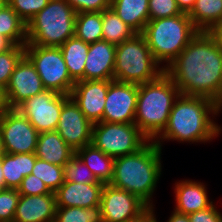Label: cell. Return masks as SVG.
I'll return each instance as SVG.
<instances>
[{"label": "cell", "mask_w": 222, "mask_h": 222, "mask_svg": "<svg viewBox=\"0 0 222 222\" xmlns=\"http://www.w3.org/2000/svg\"><path fill=\"white\" fill-rule=\"evenodd\" d=\"M148 141L135 123L102 121L92 126V144L113 158L137 152Z\"/></svg>", "instance_id": "cell-8"}, {"label": "cell", "mask_w": 222, "mask_h": 222, "mask_svg": "<svg viewBox=\"0 0 222 222\" xmlns=\"http://www.w3.org/2000/svg\"><path fill=\"white\" fill-rule=\"evenodd\" d=\"M155 216L154 207H147L141 214L127 222H157Z\"/></svg>", "instance_id": "cell-40"}, {"label": "cell", "mask_w": 222, "mask_h": 222, "mask_svg": "<svg viewBox=\"0 0 222 222\" xmlns=\"http://www.w3.org/2000/svg\"><path fill=\"white\" fill-rule=\"evenodd\" d=\"M7 109H9V107L6 97V88L0 85V114Z\"/></svg>", "instance_id": "cell-43"}, {"label": "cell", "mask_w": 222, "mask_h": 222, "mask_svg": "<svg viewBox=\"0 0 222 222\" xmlns=\"http://www.w3.org/2000/svg\"><path fill=\"white\" fill-rule=\"evenodd\" d=\"M8 5V0H0V11Z\"/></svg>", "instance_id": "cell-48"}, {"label": "cell", "mask_w": 222, "mask_h": 222, "mask_svg": "<svg viewBox=\"0 0 222 222\" xmlns=\"http://www.w3.org/2000/svg\"><path fill=\"white\" fill-rule=\"evenodd\" d=\"M75 154L86 164L95 177L104 184H109L113 178L115 158L106 155L93 144L77 150Z\"/></svg>", "instance_id": "cell-24"}, {"label": "cell", "mask_w": 222, "mask_h": 222, "mask_svg": "<svg viewBox=\"0 0 222 222\" xmlns=\"http://www.w3.org/2000/svg\"><path fill=\"white\" fill-rule=\"evenodd\" d=\"M115 52L116 45L105 40L89 44L82 80H114Z\"/></svg>", "instance_id": "cell-17"}, {"label": "cell", "mask_w": 222, "mask_h": 222, "mask_svg": "<svg viewBox=\"0 0 222 222\" xmlns=\"http://www.w3.org/2000/svg\"><path fill=\"white\" fill-rule=\"evenodd\" d=\"M162 149L148 141L139 151L116 157L110 185L136 195L154 207L153 195L162 175Z\"/></svg>", "instance_id": "cell-3"}, {"label": "cell", "mask_w": 222, "mask_h": 222, "mask_svg": "<svg viewBox=\"0 0 222 222\" xmlns=\"http://www.w3.org/2000/svg\"><path fill=\"white\" fill-rule=\"evenodd\" d=\"M181 95L206 97L222 106V49L203 31L164 69Z\"/></svg>", "instance_id": "cell-1"}, {"label": "cell", "mask_w": 222, "mask_h": 222, "mask_svg": "<svg viewBox=\"0 0 222 222\" xmlns=\"http://www.w3.org/2000/svg\"><path fill=\"white\" fill-rule=\"evenodd\" d=\"M75 36L88 44L102 40V12L76 13Z\"/></svg>", "instance_id": "cell-29"}, {"label": "cell", "mask_w": 222, "mask_h": 222, "mask_svg": "<svg viewBox=\"0 0 222 222\" xmlns=\"http://www.w3.org/2000/svg\"><path fill=\"white\" fill-rule=\"evenodd\" d=\"M25 55L34 64L46 90L70 96L75 82L68 73L59 47L25 45Z\"/></svg>", "instance_id": "cell-9"}, {"label": "cell", "mask_w": 222, "mask_h": 222, "mask_svg": "<svg viewBox=\"0 0 222 222\" xmlns=\"http://www.w3.org/2000/svg\"><path fill=\"white\" fill-rule=\"evenodd\" d=\"M25 55V45H13L10 49L0 53V85L6 88L11 74L20 59Z\"/></svg>", "instance_id": "cell-33"}, {"label": "cell", "mask_w": 222, "mask_h": 222, "mask_svg": "<svg viewBox=\"0 0 222 222\" xmlns=\"http://www.w3.org/2000/svg\"><path fill=\"white\" fill-rule=\"evenodd\" d=\"M136 32L126 25L110 7L102 11V40L118 45Z\"/></svg>", "instance_id": "cell-28"}, {"label": "cell", "mask_w": 222, "mask_h": 222, "mask_svg": "<svg viewBox=\"0 0 222 222\" xmlns=\"http://www.w3.org/2000/svg\"><path fill=\"white\" fill-rule=\"evenodd\" d=\"M152 56L141 33L116 45L114 80L143 84L155 80L164 68Z\"/></svg>", "instance_id": "cell-7"}, {"label": "cell", "mask_w": 222, "mask_h": 222, "mask_svg": "<svg viewBox=\"0 0 222 222\" xmlns=\"http://www.w3.org/2000/svg\"><path fill=\"white\" fill-rule=\"evenodd\" d=\"M19 198L17 189L6 188L0 192V222H14Z\"/></svg>", "instance_id": "cell-35"}, {"label": "cell", "mask_w": 222, "mask_h": 222, "mask_svg": "<svg viewBox=\"0 0 222 222\" xmlns=\"http://www.w3.org/2000/svg\"><path fill=\"white\" fill-rule=\"evenodd\" d=\"M180 94L178 87L165 72L155 80L138 84L134 123L150 141L165 129Z\"/></svg>", "instance_id": "cell-4"}, {"label": "cell", "mask_w": 222, "mask_h": 222, "mask_svg": "<svg viewBox=\"0 0 222 222\" xmlns=\"http://www.w3.org/2000/svg\"><path fill=\"white\" fill-rule=\"evenodd\" d=\"M190 222H222V213L214 203L205 210L188 214Z\"/></svg>", "instance_id": "cell-39"}, {"label": "cell", "mask_w": 222, "mask_h": 222, "mask_svg": "<svg viewBox=\"0 0 222 222\" xmlns=\"http://www.w3.org/2000/svg\"><path fill=\"white\" fill-rule=\"evenodd\" d=\"M54 222H103L101 206L57 207Z\"/></svg>", "instance_id": "cell-30"}, {"label": "cell", "mask_w": 222, "mask_h": 222, "mask_svg": "<svg viewBox=\"0 0 222 222\" xmlns=\"http://www.w3.org/2000/svg\"><path fill=\"white\" fill-rule=\"evenodd\" d=\"M100 206L103 222H127L148 207L136 195L110 184L103 186Z\"/></svg>", "instance_id": "cell-13"}, {"label": "cell", "mask_w": 222, "mask_h": 222, "mask_svg": "<svg viewBox=\"0 0 222 222\" xmlns=\"http://www.w3.org/2000/svg\"><path fill=\"white\" fill-rule=\"evenodd\" d=\"M188 14L149 20L141 33L155 60L165 69L198 34ZM165 65H164V63Z\"/></svg>", "instance_id": "cell-5"}, {"label": "cell", "mask_w": 222, "mask_h": 222, "mask_svg": "<svg viewBox=\"0 0 222 222\" xmlns=\"http://www.w3.org/2000/svg\"><path fill=\"white\" fill-rule=\"evenodd\" d=\"M112 80L75 82L70 97L92 123L102 122L108 86Z\"/></svg>", "instance_id": "cell-16"}, {"label": "cell", "mask_w": 222, "mask_h": 222, "mask_svg": "<svg viewBox=\"0 0 222 222\" xmlns=\"http://www.w3.org/2000/svg\"><path fill=\"white\" fill-rule=\"evenodd\" d=\"M20 195H44L51 193L45 183L38 179L37 176L30 174L22 180L20 186L17 188Z\"/></svg>", "instance_id": "cell-37"}, {"label": "cell", "mask_w": 222, "mask_h": 222, "mask_svg": "<svg viewBox=\"0 0 222 222\" xmlns=\"http://www.w3.org/2000/svg\"><path fill=\"white\" fill-rule=\"evenodd\" d=\"M215 43L222 49V20L215 23L208 31H206Z\"/></svg>", "instance_id": "cell-41"}, {"label": "cell", "mask_w": 222, "mask_h": 222, "mask_svg": "<svg viewBox=\"0 0 222 222\" xmlns=\"http://www.w3.org/2000/svg\"><path fill=\"white\" fill-rule=\"evenodd\" d=\"M188 16L199 31L206 32L222 20V0H196Z\"/></svg>", "instance_id": "cell-26"}, {"label": "cell", "mask_w": 222, "mask_h": 222, "mask_svg": "<svg viewBox=\"0 0 222 222\" xmlns=\"http://www.w3.org/2000/svg\"><path fill=\"white\" fill-rule=\"evenodd\" d=\"M173 188L175 193L174 201L176 202L173 210L180 214L188 215L205 210L214 203L212 199H209L207 187L203 182L183 179L176 182Z\"/></svg>", "instance_id": "cell-20"}, {"label": "cell", "mask_w": 222, "mask_h": 222, "mask_svg": "<svg viewBox=\"0 0 222 222\" xmlns=\"http://www.w3.org/2000/svg\"><path fill=\"white\" fill-rule=\"evenodd\" d=\"M167 222H190L188 215L172 211Z\"/></svg>", "instance_id": "cell-44"}, {"label": "cell", "mask_w": 222, "mask_h": 222, "mask_svg": "<svg viewBox=\"0 0 222 222\" xmlns=\"http://www.w3.org/2000/svg\"><path fill=\"white\" fill-rule=\"evenodd\" d=\"M138 84L112 80L108 86L103 122L134 123Z\"/></svg>", "instance_id": "cell-12"}, {"label": "cell", "mask_w": 222, "mask_h": 222, "mask_svg": "<svg viewBox=\"0 0 222 222\" xmlns=\"http://www.w3.org/2000/svg\"><path fill=\"white\" fill-rule=\"evenodd\" d=\"M13 44L2 34H0V53L10 49Z\"/></svg>", "instance_id": "cell-45"}, {"label": "cell", "mask_w": 222, "mask_h": 222, "mask_svg": "<svg viewBox=\"0 0 222 222\" xmlns=\"http://www.w3.org/2000/svg\"><path fill=\"white\" fill-rule=\"evenodd\" d=\"M6 189L5 188V182H4V175H3V170H2V164H1V160H0V192Z\"/></svg>", "instance_id": "cell-46"}, {"label": "cell", "mask_w": 222, "mask_h": 222, "mask_svg": "<svg viewBox=\"0 0 222 222\" xmlns=\"http://www.w3.org/2000/svg\"><path fill=\"white\" fill-rule=\"evenodd\" d=\"M220 112L221 106L209 98L180 94L165 129L153 141L161 149L164 141L210 142L222 132V127L213 120Z\"/></svg>", "instance_id": "cell-2"}, {"label": "cell", "mask_w": 222, "mask_h": 222, "mask_svg": "<svg viewBox=\"0 0 222 222\" xmlns=\"http://www.w3.org/2000/svg\"><path fill=\"white\" fill-rule=\"evenodd\" d=\"M0 135L5 153H35L39 133L17 109L0 114Z\"/></svg>", "instance_id": "cell-11"}, {"label": "cell", "mask_w": 222, "mask_h": 222, "mask_svg": "<svg viewBox=\"0 0 222 222\" xmlns=\"http://www.w3.org/2000/svg\"><path fill=\"white\" fill-rule=\"evenodd\" d=\"M92 126L93 124L70 97L62 106L56 129L59 135L76 152L92 144Z\"/></svg>", "instance_id": "cell-14"}, {"label": "cell", "mask_w": 222, "mask_h": 222, "mask_svg": "<svg viewBox=\"0 0 222 222\" xmlns=\"http://www.w3.org/2000/svg\"><path fill=\"white\" fill-rule=\"evenodd\" d=\"M104 184H82L70 181L54 192L57 207L88 208L100 205Z\"/></svg>", "instance_id": "cell-19"}, {"label": "cell", "mask_w": 222, "mask_h": 222, "mask_svg": "<svg viewBox=\"0 0 222 222\" xmlns=\"http://www.w3.org/2000/svg\"><path fill=\"white\" fill-rule=\"evenodd\" d=\"M54 192L44 195H20L14 222H54L56 215Z\"/></svg>", "instance_id": "cell-18"}, {"label": "cell", "mask_w": 222, "mask_h": 222, "mask_svg": "<svg viewBox=\"0 0 222 222\" xmlns=\"http://www.w3.org/2000/svg\"><path fill=\"white\" fill-rule=\"evenodd\" d=\"M0 34L13 45L27 43V24L9 5L0 11Z\"/></svg>", "instance_id": "cell-27"}, {"label": "cell", "mask_w": 222, "mask_h": 222, "mask_svg": "<svg viewBox=\"0 0 222 222\" xmlns=\"http://www.w3.org/2000/svg\"><path fill=\"white\" fill-rule=\"evenodd\" d=\"M36 158L35 153H5L1 159L5 188L17 189L24 177L31 174Z\"/></svg>", "instance_id": "cell-22"}, {"label": "cell", "mask_w": 222, "mask_h": 222, "mask_svg": "<svg viewBox=\"0 0 222 222\" xmlns=\"http://www.w3.org/2000/svg\"><path fill=\"white\" fill-rule=\"evenodd\" d=\"M5 155V150H4V145H3V141L0 135V160L2 159V157Z\"/></svg>", "instance_id": "cell-47"}, {"label": "cell", "mask_w": 222, "mask_h": 222, "mask_svg": "<svg viewBox=\"0 0 222 222\" xmlns=\"http://www.w3.org/2000/svg\"><path fill=\"white\" fill-rule=\"evenodd\" d=\"M59 48L71 79L74 82L81 81L84 78V66L89 44L74 35Z\"/></svg>", "instance_id": "cell-25"}, {"label": "cell", "mask_w": 222, "mask_h": 222, "mask_svg": "<svg viewBox=\"0 0 222 222\" xmlns=\"http://www.w3.org/2000/svg\"><path fill=\"white\" fill-rule=\"evenodd\" d=\"M46 90L34 64L24 55L17 63L8 86L6 97L9 109H16L21 103Z\"/></svg>", "instance_id": "cell-15"}, {"label": "cell", "mask_w": 222, "mask_h": 222, "mask_svg": "<svg viewBox=\"0 0 222 222\" xmlns=\"http://www.w3.org/2000/svg\"><path fill=\"white\" fill-rule=\"evenodd\" d=\"M69 98L70 96L53 90H44L25 100L16 109L40 134L57 129L62 106Z\"/></svg>", "instance_id": "cell-10"}, {"label": "cell", "mask_w": 222, "mask_h": 222, "mask_svg": "<svg viewBox=\"0 0 222 222\" xmlns=\"http://www.w3.org/2000/svg\"><path fill=\"white\" fill-rule=\"evenodd\" d=\"M182 13L189 14L193 9L196 0H175Z\"/></svg>", "instance_id": "cell-42"}, {"label": "cell", "mask_w": 222, "mask_h": 222, "mask_svg": "<svg viewBox=\"0 0 222 222\" xmlns=\"http://www.w3.org/2000/svg\"><path fill=\"white\" fill-rule=\"evenodd\" d=\"M75 21L76 11L65 0H49L27 23L25 45L60 47L75 35Z\"/></svg>", "instance_id": "cell-6"}, {"label": "cell", "mask_w": 222, "mask_h": 222, "mask_svg": "<svg viewBox=\"0 0 222 222\" xmlns=\"http://www.w3.org/2000/svg\"><path fill=\"white\" fill-rule=\"evenodd\" d=\"M149 20L182 14L175 0H149Z\"/></svg>", "instance_id": "cell-36"}, {"label": "cell", "mask_w": 222, "mask_h": 222, "mask_svg": "<svg viewBox=\"0 0 222 222\" xmlns=\"http://www.w3.org/2000/svg\"><path fill=\"white\" fill-rule=\"evenodd\" d=\"M35 155L49 163L64 166L75 155V151L54 130L38 135Z\"/></svg>", "instance_id": "cell-21"}, {"label": "cell", "mask_w": 222, "mask_h": 222, "mask_svg": "<svg viewBox=\"0 0 222 222\" xmlns=\"http://www.w3.org/2000/svg\"><path fill=\"white\" fill-rule=\"evenodd\" d=\"M149 0H111V8L136 33H142L149 21Z\"/></svg>", "instance_id": "cell-23"}, {"label": "cell", "mask_w": 222, "mask_h": 222, "mask_svg": "<svg viewBox=\"0 0 222 222\" xmlns=\"http://www.w3.org/2000/svg\"><path fill=\"white\" fill-rule=\"evenodd\" d=\"M76 13L102 12L111 7V0H65Z\"/></svg>", "instance_id": "cell-38"}, {"label": "cell", "mask_w": 222, "mask_h": 222, "mask_svg": "<svg viewBox=\"0 0 222 222\" xmlns=\"http://www.w3.org/2000/svg\"><path fill=\"white\" fill-rule=\"evenodd\" d=\"M64 181L82 184H104L90 171L86 164L75 154L63 166Z\"/></svg>", "instance_id": "cell-32"}, {"label": "cell", "mask_w": 222, "mask_h": 222, "mask_svg": "<svg viewBox=\"0 0 222 222\" xmlns=\"http://www.w3.org/2000/svg\"><path fill=\"white\" fill-rule=\"evenodd\" d=\"M31 174L41 179L51 192H55L64 183L63 166L36 158Z\"/></svg>", "instance_id": "cell-31"}, {"label": "cell", "mask_w": 222, "mask_h": 222, "mask_svg": "<svg viewBox=\"0 0 222 222\" xmlns=\"http://www.w3.org/2000/svg\"><path fill=\"white\" fill-rule=\"evenodd\" d=\"M48 2L49 0H8V5L27 24Z\"/></svg>", "instance_id": "cell-34"}]
</instances>
